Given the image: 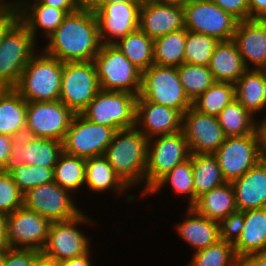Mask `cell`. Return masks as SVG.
Wrapping results in <instances>:
<instances>
[{
  "instance_id": "1",
  "label": "cell",
  "mask_w": 266,
  "mask_h": 266,
  "mask_svg": "<svg viewBox=\"0 0 266 266\" xmlns=\"http://www.w3.org/2000/svg\"><path fill=\"white\" fill-rule=\"evenodd\" d=\"M46 41L40 49L63 63L93 61L102 45L95 13L79 8L68 14Z\"/></svg>"
},
{
  "instance_id": "2",
  "label": "cell",
  "mask_w": 266,
  "mask_h": 266,
  "mask_svg": "<svg viewBox=\"0 0 266 266\" xmlns=\"http://www.w3.org/2000/svg\"><path fill=\"white\" fill-rule=\"evenodd\" d=\"M148 142L136 127L117 130L103 155L130 190L143 186L140 197L145 196Z\"/></svg>"
},
{
  "instance_id": "3",
  "label": "cell",
  "mask_w": 266,
  "mask_h": 266,
  "mask_svg": "<svg viewBox=\"0 0 266 266\" xmlns=\"http://www.w3.org/2000/svg\"><path fill=\"white\" fill-rule=\"evenodd\" d=\"M63 62L41 49L31 58L14 89L27 102H52L60 98Z\"/></svg>"
},
{
  "instance_id": "4",
  "label": "cell",
  "mask_w": 266,
  "mask_h": 266,
  "mask_svg": "<svg viewBox=\"0 0 266 266\" xmlns=\"http://www.w3.org/2000/svg\"><path fill=\"white\" fill-rule=\"evenodd\" d=\"M100 90L140 93L142 71L113 44H102L93 59Z\"/></svg>"
},
{
  "instance_id": "5",
  "label": "cell",
  "mask_w": 266,
  "mask_h": 266,
  "mask_svg": "<svg viewBox=\"0 0 266 266\" xmlns=\"http://www.w3.org/2000/svg\"><path fill=\"white\" fill-rule=\"evenodd\" d=\"M28 27L19 19L0 43V88H14L31 58L40 50Z\"/></svg>"
},
{
  "instance_id": "6",
  "label": "cell",
  "mask_w": 266,
  "mask_h": 266,
  "mask_svg": "<svg viewBox=\"0 0 266 266\" xmlns=\"http://www.w3.org/2000/svg\"><path fill=\"white\" fill-rule=\"evenodd\" d=\"M137 98L178 110L182 115L192 107L176 67L153 64L142 71L141 88Z\"/></svg>"
},
{
  "instance_id": "7",
  "label": "cell",
  "mask_w": 266,
  "mask_h": 266,
  "mask_svg": "<svg viewBox=\"0 0 266 266\" xmlns=\"http://www.w3.org/2000/svg\"><path fill=\"white\" fill-rule=\"evenodd\" d=\"M95 225L86 212L66 220L51 222L46 244L41 255L55 262H61L87 253L91 249V240L78 228L81 224Z\"/></svg>"
},
{
  "instance_id": "8",
  "label": "cell",
  "mask_w": 266,
  "mask_h": 266,
  "mask_svg": "<svg viewBox=\"0 0 266 266\" xmlns=\"http://www.w3.org/2000/svg\"><path fill=\"white\" fill-rule=\"evenodd\" d=\"M190 150L182 131L149 139L145 170L146 193L176 165L190 158Z\"/></svg>"
},
{
  "instance_id": "9",
  "label": "cell",
  "mask_w": 266,
  "mask_h": 266,
  "mask_svg": "<svg viewBox=\"0 0 266 266\" xmlns=\"http://www.w3.org/2000/svg\"><path fill=\"white\" fill-rule=\"evenodd\" d=\"M137 96L127 92L100 90L81 114L93 123L115 131L135 127Z\"/></svg>"
},
{
  "instance_id": "10",
  "label": "cell",
  "mask_w": 266,
  "mask_h": 266,
  "mask_svg": "<svg viewBox=\"0 0 266 266\" xmlns=\"http://www.w3.org/2000/svg\"><path fill=\"white\" fill-rule=\"evenodd\" d=\"M99 91L93 61L63 63L59 100L74 114L81 113Z\"/></svg>"
},
{
  "instance_id": "11",
  "label": "cell",
  "mask_w": 266,
  "mask_h": 266,
  "mask_svg": "<svg viewBox=\"0 0 266 266\" xmlns=\"http://www.w3.org/2000/svg\"><path fill=\"white\" fill-rule=\"evenodd\" d=\"M115 130L74 114L62 141L65 154L83 158L103 156L111 143Z\"/></svg>"
},
{
  "instance_id": "12",
  "label": "cell",
  "mask_w": 266,
  "mask_h": 266,
  "mask_svg": "<svg viewBox=\"0 0 266 266\" xmlns=\"http://www.w3.org/2000/svg\"><path fill=\"white\" fill-rule=\"evenodd\" d=\"M226 182L243 176L263 159L259 134L226 137L220 148L213 153Z\"/></svg>"
},
{
  "instance_id": "13",
  "label": "cell",
  "mask_w": 266,
  "mask_h": 266,
  "mask_svg": "<svg viewBox=\"0 0 266 266\" xmlns=\"http://www.w3.org/2000/svg\"><path fill=\"white\" fill-rule=\"evenodd\" d=\"M184 9V26L188 31L205 34L219 41L232 40L238 20L210 0H193Z\"/></svg>"
},
{
  "instance_id": "14",
  "label": "cell",
  "mask_w": 266,
  "mask_h": 266,
  "mask_svg": "<svg viewBox=\"0 0 266 266\" xmlns=\"http://www.w3.org/2000/svg\"><path fill=\"white\" fill-rule=\"evenodd\" d=\"M74 198L69 190L53 181L24 193L23 206L37 212L50 222L66 221L83 211L75 203Z\"/></svg>"
},
{
  "instance_id": "15",
  "label": "cell",
  "mask_w": 266,
  "mask_h": 266,
  "mask_svg": "<svg viewBox=\"0 0 266 266\" xmlns=\"http://www.w3.org/2000/svg\"><path fill=\"white\" fill-rule=\"evenodd\" d=\"M73 116L60 100L27 102L25 135L62 142Z\"/></svg>"
},
{
  "instance_id": "16",
  "label": "cell",
  "mask_w": 266,
  "mask_h": 266,
  "mask_svg": "<svg viewBox=\"0 0 266 266\" xmlns=\"http://www.w3.org/2000/svg\"><path fill=\"white\" fill-rule=\"evenodd\" d=\"M51 222L24 206L7 216V247L41 252L46 244Z\"/></svg>"
},
{
  "instance_id": "17",
  "label": "cell",
  "mask_w": 266,
  "mask_h": 266,
  "mask_svg": "<svg viewBox=\"0 0 266 266\" xmlns=\"http://www.w3.org/2000/svg\"><path fill=\"white\" fill-rule=\"evenodd\" d=\"M10 150L2 172L10 173L24 164L54 168L63 153L61 141L27 135L13 137Z\"/></svg>"
},
{
  "instance_id": "18",
  "label": "cell",
  "mask_w": 266,
  "mask_h": 266,
  "mask_svg": "<svg viewBox=\"0 0 266 266\" xmlns=\"http://www.w3.org/2000/svg\"><path fill=\"white\" fill-rule=\"evenodd\" d=\"M181 131L190 153L213 154L226 139L216 116L200 113L193 107L182 115Z\"/></svg>"
},
{
  "instance_id": "19",
  "label": "cell",
  "mask_w": 266,
  "mask_h": 266,
  "mask_svg": "<svg viewBox=\"0 0 266 266\" xmlns=\"http://www.w3.org/2000/svg\"><path fill=\"white\" fill-rule=\"evenodd\" d=\"M143 2L106 4L95 11L102 44H115L139 28L140 7Z\"/></svg>"
},
{
  "instance_id": "20",
  "label": "cell",
  "mask_w": 266,
  "mask_h": 266,
  "mask_svg": "<svg viewBox=\"0 0 266 266\" xmlns=\"http://www.w3.org/2000/svg\"><path fill=\"white\" fill-rule=\"evenodd\" d=\"M184 26L183 6L144 0L140 7L139 29L155 40Z\"/></svg>"
},
{
  "instance_id": "21",
  "label": "cell",
  "mask_w": 266,
  "mask_h": 266,
  "mask_svg": "<svg viewBox=\"0 0 266 266\" xmlns=\"http://www.w3.org/2000/svg\"><path fill=\"white\" fill-rule=\"evenodd\" d=\"M182 114L165 105L137 98L135 127L148 139L181 131Z\"/></svg>"
},
{
  "instance_id": "22",
  "label": "cell",
  "mask_w": 266,
  "mask_h": 266,
  "mask_svg": "<svg viewBox=\"0 0 266 266\" xmlns=\"http://www.w3.org/2000/svg\"><path fill=\"white\" fill-rule=\"evenodd\" d=\"M232 40L237 45L246 69L262 70L265 67L266 20L238 21Z\"/></svg>"
},
{
  "instance_id": "23",
  "label": "cell",
  "mask_w": 266,
  "mask_h": 266,
  "mask_svg": "<svg viewBox=\"0 0 266 266\" xmlns=\"http://www.w3.org/2000/svg\"><path fill=\"white\" fill-rule=\"evenodd\" d=\"M231 184L238 211L266 208V158Z\"/></svg>"
},
{
  "instance_id": "24",
  "label": "cell",
  "mask_w": 266,
  "mask_h": 266,
  "mask_svg": "<svg viewBox=\"0 0 266 266\" xmlns=\"http://www.w3.org/2000/svg\"><path fill=\"white\" fill-rule=\"evenodd\" d=\"M184 220L176 223L177 234L194 248V253L220 240L218 222L198 214L187 207Z\"/></svg>"
},
{
  "instance_id": "25",
  "label": "cell",
  "mask_w": 266,
  "mask_h": 266,
  "mask_svg": "<svg viewBox=\"0 0 266 266\" xmlns=\"http://www.w3.org/2000/svg\"><path fill=\"white\" fill-rule=\"evenodd\" d=\"M244 225L238 240L233 244L236 256H245L266 250V208L242 211Z\"/></svg>"
},
{
  "instance_id": "26",
  "label": "cell",
  "mask_w": 266,
  "mask_h": 266,
  "mask_svg": "<svg viewBox=\"0 0 266 266\" xmlns=\"http://www.w3.org/2000/svg\"><path fill=\"white\" fill-rule=\"evenodd\" d=\"M67 15L65 10L40 4L37 0H30L20 11V20L28 27L35 41L39 42L37 40L38 35L43 33L42 36L46 40Z\"/></svg>"
},
{
  "instance_id": "27",
  "label": "cell",
  "mask_w": 266,
  "mask_h": 266,
  "mask_svg": "<svg viewBox=\"0 0 266 266\" xmlns=\"http://www.w3.org/2000/svg\"><path fill=\"white\" fill-rule=\"evenodd\" d=\"M215 82L235 84L247 70L233 40L219 41L208 65Z\"/></svg>"
},
{
  "instance_id": "28",
  "label": "cell",
  "mask_w": 266,
  "mask_h": 266,
  "mask_svg": "<svg viewBox=\"0 0 266 266\" xmlns=\"http://www.w3.org/2000/svg\"><path fill=\"white\" fill-rule=\"evenodd\" d=\"M27 101L14 88H0V134L25 135Z\"/></svg>"
},
{
  "instance_id": "29",
  "label": "cell",
  "mask_w": 266,
  "mask_h": 266,
  "mask_svg": "<svg viewBox=\"0 0 266 266\" xmlns=\"http://www.w3.org/2000/svg\"><path fill=\"white\" fill-rule=\"evenodd\" d=\"M85 185L91 193H104L106 190H112L113 193H117L116 196L121 197L130 189L116 174L104 156L86 158Z\"/></svg>"
},
{
  "instance_id": "30",
  "label": "cell",
  "mask_w": 266,
  "mask_h": 266,
  "mask_svg": "<svg viewBox=\"0 0 266 266\" xmlns=\"http://www.w3.org/2000/svg\"><path fill=\"white\" fill-rule=\"evenodd\" d=\"M192 208L201 216L219 222L237 211L234 190L231 182L211 189L200 196Z\"/></svg>"
},
{
  "instance_id": "31",
  "label": "cell",
  "mask_w": 266,
  "mask_h": 266,
  "mask_svg": "<svg viewBox=\"0 0 266 266\" xmlns=\"http://www.w3.org/2000/svg\"><path fill=\"white\" fill-rule=\"evenodd\" d=\"M263 85L264 71L255 69H247L234 84L235 99L254 117L266 109Z\"/></svg>"
},
{
  "instance_id": "32",
  "label": "cell",
  "mask_w": 266,
  "mask_h": 266,
  "mask_svg": "<svg viewBox=\"0 0 266 266\" xmlns=\"http://www.w3.org/2000/svg\"><path fill=\"white\" fill-rule=\"evenodd\" d=\"M190 158L193 168L196 203L200 196L226 181L223 178L219 163L213 154L191 153Z\"/></svg>"
},
{
  "instance_id": "33",
  "label": "cell",
  "mask_w": 266,
  "mask_h": 266,
  "mask_svg": "<svg viewBox=\"0 0 266 266\" xmlns=\"http://www.w3.org/2000/svg\"><path fill=\"white\" fill-rule=\"evenodd\" d=\"M113 45L141 71L149 69L154 64V40L139 28Z\"/></svg>"
},
{
  "instance_id": "34",
  "label": "cell",
  "mask_w": 266,
  "mask_h": 266,
  "mask_svg": "<svg viewBox=\"0 0 266 266\" xmlns=\"http://www.w3.org/2000/svg\"><path fill=\"white\" fill-rule=\"evenodd\" d=\"M217 118L226 137L259 134L257 117H254L236 99L225 106Z\"/></svg>"
},
{
  "instance_id": "35",
  "label": "cell",
  "mask_w": 266,
  "mask_h": 266,
  "mask_svg": "<svg viewBox=\"0 0 266 266\" xmlns=\"http://www.w3.org/2000/svg\"><path fill=\"white\" fill-rule=\"evenodd\" d=\"M171 186V190L177 195L188 197V207L195 204V189L193 182V168L191 158L176 165L169 173L163 176L147 193L146 195H154L165 188Z\"/></svg>"
},
{
  "instance_id": "36",
  "label": "cell",
  "mask_w": 266,
  "mask_h": 266,
  "mask_svg": "<svg viewBox=\"0 0 266 266\" xmlns=\"http://www.w3.org/2000/svg\"><path fill=\"white\" fill-rule=\"evenodd\" d=\"M187 29L170 32L154 40V64L178 67L184 63Z\"/></svg>"
},
{
  "instance_id": "37",
  "label": "cell",
  "mask_w": 266,
  "mask_h": 266,
  "mask_svg": "<svg viewBox=\"0 0 266 266\" xmlns=\"http://www.w3.org/2000/svg\"><path fill=\"white\" fill-rule=\"evenodd\" d=\"M85 161L86 158L63 152L53 169L54 182L76 195L78 190L85 187Z\"/></svg>"
},
{
  "instance_id": "38",
  "label": "cell",
  "mask_w": 266,
  "mask_h": 266,
  "mask_svg": "<svg viewBox=\"0 0 266 266\" xmlns=\"http://www.w3.org/2000/svg\"><path fill=\"white\" fill-rule=\"evenodd\" d=\"M235 99V86L229 82H215L204 93L192 101L198 112L218 116L225 106Z\"/></svg>"
},
{
  "instance_id": "39",
  "label": "cell",
  "mask_w": 266,
  "mask_h": 266,
  "mask_svg": "<svg viewBox=\"0 0 266 266\" xmlns=\"http://www.w3.org/2000/svg\"><path fill=\"white\" fill-rule=\"evenodd\" d=\"M187 266H240L232 243L219 240L215 244L199 250L191 257Z\"/></svg>"
},
{
  "instance_id": "40",
  "label": "cell",
  "mask_w": 266,
  "mask_h": 266,
  "mask_svg": "<svg viewBox=\"0 0 266 266\" xmlns=\"http://www.w3.org/2000/svg\"><path fill=\"white\" fill-rule=\"evenodd\" d=\"M177 72L184 91L191 101L215 83L208 66L183 63L177 67Z\"/></svg>"
},
{
  "instance_id": "41",
  "label": "cell",
  "mask_w": 266,
  "mask_h": 266,
  "mask_svg": "<svg viewBox=\"0 0 266 266\" xmlns=\"http://www.w3.org/2000/svg\"><path fill=\"white\" fill-rule=\"evenodd\" d=\"M219 40L213 36L187 30L184 63L208 66Z\"/></svg>"
},
{
  "instance_id": "42",
  "label": "cell",
  "mask_w": 266,
  "mask_h": 266,
  "mask_svg": "<svg viewBox=\"0 0 266 266\" xmlns=\"http://www.w3.org/2000/svg\"><path fill=\"white\" fill-rule=\"evenodd\" d=\"M54 168H45L36 165H23L10 172L14 183L22 194L39 185L54 181Z\"/></svg>"
},
{
  "instance_id": "43",
  "label": "cell",
  "mask_w": 266,
  "mask_h": 266,
  "mask_svg": "<svg viewBox=\"0 0 266 266\" xmlns=\"http://www.w3.org/2000/svg\"><path fill=\"white\" fill-rule=\"evenodd\" d=\"M23 206V194L10 173L0 170V212L11 214Z\"/></svg>"
},
{
  "instance_id": "44",
  "label": "cell",
  "mask_w": 266,
  "mask_h": 266,
  "mask_svg": "<svg viewBox=\"0 0 266 266\" xmlns=\"http://www.w3.org/2000/svg\"><path fill=\"white\" fill-rule=\"evenodd\" d=\"M244 225V213L236 211L218 222L221 240L234 244L241 235Z\"/></svg>"
},
{
  "instance_id": "45",
  "label": "cell",
  "mask_w": 266,
  "mask_h": 266,
  "mask_svg": "<svg viewBox=\"0 0 266 266\" xmlns=\"http://www.w3.org/2000/svg\"><path fill=\"white\" fill-rule=\"evenodd\" d=\"M41 252L33 249H12L6 247L3 266H33Z\"/></svg>"
},
{
  "instance_id": "46",
  "label": "cell",
  "mask_w": 266,
  "mask_h": 266,
  "mask_svg": "<svg viewBox=\"0 0 266 266\" xmlns=\"http://www.w3.org/2000/svg\"><path fill=\"white\" fill-rule=\"evenodd\" d=\"M238 21L249 20L247 0H210Z\"/></svg>"
},
{
  "instance_id": "47",
  "label": "cell",
  "mask_w": 266,
  "mask_h": 266,
  "mask_svg": "<svg viewBox=\"0 0 266 266\" xmlns=\"http://www.w3.org/2000/svg\"><path fill=\"white\" fill-rule=\"evenodd\" d=\"M20 19V12L0 8V43L8 30Z\"/></svg>"
},
{
  "instance_id": "48",
  "label": "cell",
  "mask_w": 266,
  "mask_h": 266,
  "mask_svg": "<svg viewBox=\"0 0 266 266\" xmlns=\"http://www.w3.org/2000/svg\"><path fill=\"white\" fill-rule=\"evenodd\" d=\"M249 19L266 20V0H247Z\"/></svg>"
},
{
  "instance_id": "49",
  "label": "cell",
  "mask_w": 266,
  "mask_h": 266,
  "mask_svg": "<svg viewBox=\"0 0 266 266\" xmlns=\"http://www.w3.org/2000/svg\"><path fill=\"white\" fill-rule=\"evenodd\" d=\"M40 4L65 10L68 14L77 11L80 6L76 0H37Z\"/></svg>"
},
{
  "instance_id": "50",
  "label": "cell",
  "mask_w": 266,
  "mask_h": 266,
  "mask_svg": "<svg viewBox=\"0 0 266 266\" xmlns=\"http://www.w3.org/2000/svg\"><path fill=\"white\" fill-rule=\"evenodd\" d=\"M13 137L0 134V170L4 167L8 157L11 155V143Z\"/></svg>"
},
{
  "instance_id": "51",
  "label": "cell",
  "mask_w": 266,
  "mask_h": 266,
  "mask_svg": "<svg viewBox=\"0 0 266 266\" xmlns=\"http://www.w3.org/2000/svg\"><path fill=\"white\" fill-rule=\"evenodd\" d=\"M91 249L81 255V256H78V257H75V258H71V259H68V260H64V261H61V262H57V266H93L92 264V258H91Z\"/></svg>"
},
{
  "instance_id": "52",
  "label": "cell",
  "mask_w": 266,
  "mask_h": 266,
  "mask_svg": "<svg viewBox=\"0 0 266 266\" xmlns=\"http://www.w3.org/2000/svg\"><path fill=\"white\" fill-rule=\"evenodd\" d=\"M240 266H266V250L245 256Z\"/></svg>"
},
{
  "instance_id": "53",
  "label": "cell",
  "mask_w": 266,
  "mask_h": 266,
  "mask_svg": "<svg viewBox=\"0 0 266 266\" xmlns=\"http://www.w3.org/2000/svg\"><path fill=\"white\" fill-rule=\"evenodd\" d=\"M30 0H0L1 9H13L20 12Z\"/></svg>"
},
{
  "instance_id": "54",
  "label": "cell",
  "mask_w": 266,
  "mask_h": 266,
  "mask_svg": "<svg viewBox=\"0 0 266 266\" xmlns=\"http://www.w3.org/2000/svg\"><path fill=\"white\" fill-rule=\"evenodd\" d=\"M258 133L260 136L261 152L263 158H266V116L261 119H258Z\"/></svg>"
},
{
  "instance_id": "55",
  "label": "cell",
  "mask_w": 266,
  "mask_h": 266,
  "mask_svg": "<svg viewBox=\"0 0 266 266\" xmlns=\"http://www.w3.org/2000/svg\"><path fill=\"white\" fill-rule=\"evenodd\" d=\"M7 216L0 212V248L7 247Z\"/></svg>"
},
{
  "instance_id": "56",
  "label": "cell",
  "mask_w": 266,
  "mask_h": 266,
  "mask_svg": "<svg viewBox=\"0 0 266 266\" xmlns=\"http://www.w3.org/2000/svg\"><path fill=\"white\" fill-rule=\"evenodd\" d=\"M144 0H96L89 8L95 12L99 9H101L106 4H112V3H128V2H143Z\"/></svg>"
},
{
  "instance_id": "57",
  "label": "cell",
  "mask_w": 266,
  "mask_h": 266,
  "mask_svg": "<svg viewBox=\"0 0 266 266\" xmlns=\"http://www.w3.org/2000/svg\"><path fill=\"white\" fill-rule=\"evenodd\" d=\"M33 266H57V262L47 259L44 256L40 255Z\"/></svg>"
},
{
  "instance_id": "58",
  "label": "cell",
  "mask_w": 266,
  "mask_h": 266,
  "mask_svg": "<svg viewBox=\"0 0 266 266\" xmlns=\"http://www.w3.org/2000/svg\"><path fill=\"white\" fill-rule=\"evenodd\" d=\"M158 1L163 2V3H171L175 5L184 6L192 2L193 0H158Z\"/></svg>"
},
{
  "instance_id": "59",
  "label": "cell",
  "mask_w": 266,
  "mask_h": 266,
  "mask_svg": "<svg viewBox=\"0 0 266 266\" xmlns=\"http://www.w3.org/2000/svg\"><path fill=\"white\" fill-rule=\"evenodd\" d=\"M80 8H89L96 0H76Z\"/></svg>"
},
{
  "instance_id": "60",
  "label": "cell",
  "mask_w": 266,
  "mask_h": 266,
  "mask_svg": "<svg viewBox=\"0 0 266 266\" xmlns=\"http://www.w3.org/2000/svg\"><path fill=\"white\" fill-rule=\"evenodd\" d=\"M6 248H0V266H3Z\"/></svg>"
},
{
  "instance_id": "61",
  "label": "cell",
  "mask_w": 266,
  "mask_h": 266,
  "mask_svg": "<svg viewBox=\"0 0 266 266\" xmlns=\"http://www.w3.org/2000/svg\"><path fill=\"white\" fill-rule=\"evenodd\" d=\"M263 97L266 104V71H264Z\"/></svg>"
}]
</instances>
